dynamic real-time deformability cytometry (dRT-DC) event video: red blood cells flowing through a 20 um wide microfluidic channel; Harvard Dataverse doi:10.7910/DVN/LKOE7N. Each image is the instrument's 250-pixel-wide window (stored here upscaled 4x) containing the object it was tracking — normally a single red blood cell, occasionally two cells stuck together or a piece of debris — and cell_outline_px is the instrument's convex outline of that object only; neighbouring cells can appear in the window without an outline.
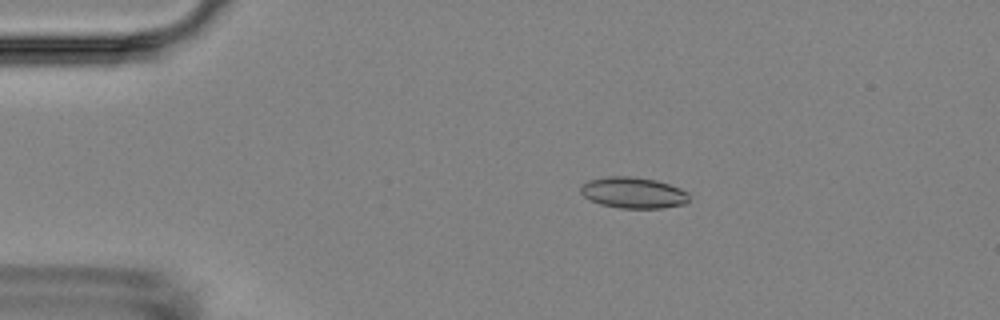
{"species": "Egyptian fruit bat (a non-hibernating species)", "species_latin": "Rousettus aegyptiacus", "temperature_condition": "room temperature", "stored_images_in_passage": 5, "camera_frame_rate_fps": 3000, "um_per_image_px": 0.085, "animal": {"sex": "female"}, "frame": {"image": 1, "passage_image": 2, "time_ms": 1.333, "image_size_px": [1000, 320], "cell_outline_px": [[688, 200], [684, 204], [660, 208], [620, 208], [600, 204], [584, 196], [580, 192], [580, 188], [588, 180], [604, 176], [632, 176], [656, 180], [680, 188], [688, 192]], "centroid_in_image_um": [53.82, 16.37], "position_along_channel_um": 31.2, "area_um2": 19.59}}
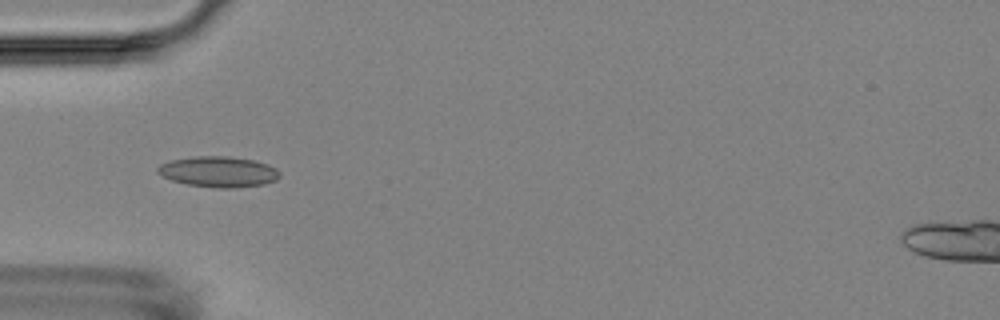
{"frame": {"image": 2, "passage_image": 4, "time_ms": 3.667, "image_size_px": [1000, 320], "cell_outline_px": [[280, 176], [276, 180], [264, 184], [236, 188], [216, 188], [188, 184], [172, 180], [156, 172], [156, 168], [160, 164], [172, 160], [196, 156], [228, 156], [252, 160], [268, 164], [276, 168], [280, 172]], "centroid_in_image_um": [18.59, 14.6], "position_along_channel_um": 66.4, "area_um2": 21.79}}